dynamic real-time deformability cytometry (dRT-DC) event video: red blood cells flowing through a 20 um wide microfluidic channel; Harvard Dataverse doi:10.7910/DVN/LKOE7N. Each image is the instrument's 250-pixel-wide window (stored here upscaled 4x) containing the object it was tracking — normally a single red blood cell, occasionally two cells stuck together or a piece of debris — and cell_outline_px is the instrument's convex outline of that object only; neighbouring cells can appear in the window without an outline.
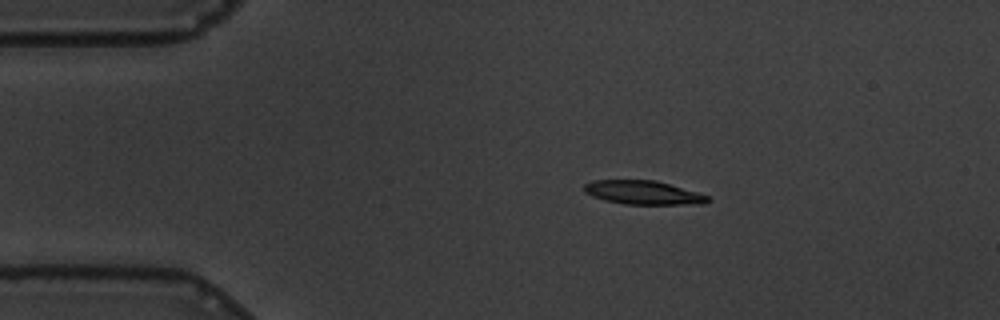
{"species": "common noctule bat (a hibernating species)", "species_latin": "Nyctalus noctula", "temperature_condition": "warm", "stored_images_in_passage": 12, "camera_frame_rate_fps": 3000, "um_per_image_px": 0.085, "animal": {"sex": "male", "body_mass_g": 19.5, "forearm_length_mm": 54.6}, "frame": {"image": 1, "passage_image": 1, "time_ms": 0.0, "image_size_px": [1000, 320], "cell_outline_px": [[712, 200], [704, 204], [624, 204], [604, 200], [592, 196], [584, 192], [584, 184], [592, 180], [656, 180], [696, 192], [708, 196]], "centroid_in_image_um": [54.65, 16.37], "position_along_channel_um": 30.3, "area_um2": 17.11}}